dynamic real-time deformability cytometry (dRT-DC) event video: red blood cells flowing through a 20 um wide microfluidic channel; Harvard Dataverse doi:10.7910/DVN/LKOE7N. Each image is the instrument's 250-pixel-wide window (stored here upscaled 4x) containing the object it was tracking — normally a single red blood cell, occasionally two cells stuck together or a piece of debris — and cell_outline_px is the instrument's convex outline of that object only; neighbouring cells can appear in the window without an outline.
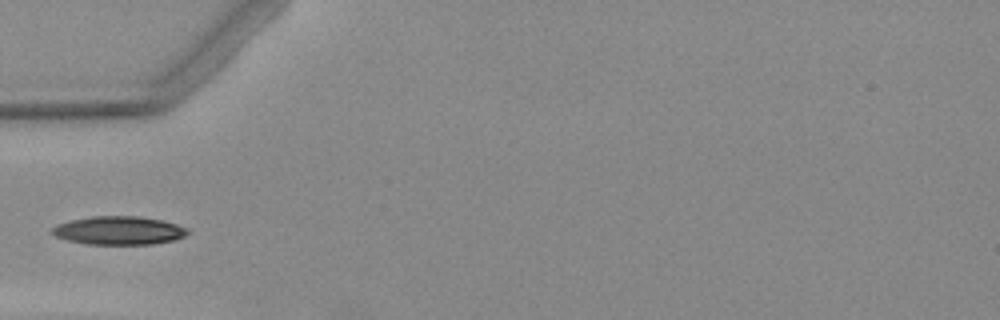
{"species": "Egyptian fruit bat (a non-hibernating species)", "species_latin": "Rousettus aegyptiacus", "temperature_condition": "warm", "stored_images_in_passage": 4, "camera_frame_rate_fps": 3000, "um_per_image_px": 0.085, "animal": {"sex": "female"}, "frame": {"image": 1, "passage_image": 4, "time_ms": 3.667, "image_size_px": [1000, 320], "cell_outline_px": [[188, 232], [184, 236], [176, 240], [152, 244], [84, 244], [68, 240], [56, 236], [52, 232], [52, 228], [60, 224], [72, 220], [92, 216], [136, 216], [160, 220], [176, 224], [188, 228]], "centroid_in_image_um": [10.13, 19.6], "position_along_channel_um": 74.9, "area_um2": 22.2}}